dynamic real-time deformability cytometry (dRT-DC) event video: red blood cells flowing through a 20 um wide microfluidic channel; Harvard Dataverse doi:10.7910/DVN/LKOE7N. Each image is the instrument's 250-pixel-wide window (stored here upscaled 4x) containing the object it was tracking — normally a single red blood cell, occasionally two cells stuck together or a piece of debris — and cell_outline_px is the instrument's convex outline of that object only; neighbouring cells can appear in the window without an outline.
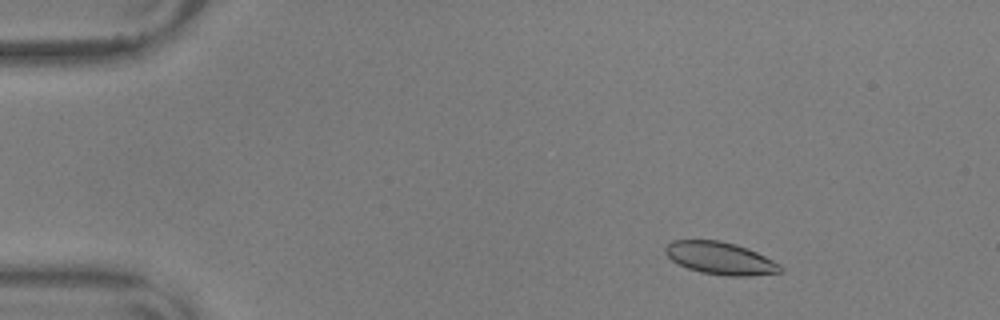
{"species": "common noctule bat (a hibernating species)", "species_latin": "Nyctalus noctula", "temperature_condition": "warm", "stored_images_in_passage": 55, "camera_frame_rate_fps": 3000, "um_per_image_px": 0.085, "animal": {"sex": "male", "body_mass_g": 17.9, "forearm_length_mm": 54.2}, "frame": {"image": 1, "passage_image": 7, "time_ms": 2.0, "image_size_px": [1000, 320], "cell_outline_px": [[784, 272], [748, 276], [728, 276], [700, 272], [688, 268], [672, 260], [664, 252], [664, 248], [672, 240], [720, 240], [736, 244], [748, 248], [780, 264], [784, 268]], "centroid_in_image_um": [61.25, 21.95], "position_along_channel_um": 23.8, "area_um2": 21.79}}
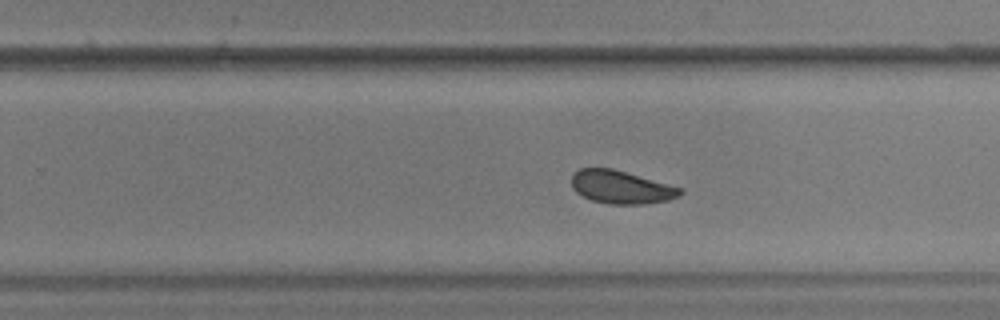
{"frame": {"image": 2, "passage_image": 35, "time_ms": 11.333, "image_size_px": [1000, 320], "cell_outline_px": [[684, 192], [680, 196], [668, 200], [644, 204], [608, 204], [592, 200], [576, 192], [572, 188], [572, 172], [580, 168], [612, 168], [684, 188]], "centroid_in_image_um": [52.81, 15.9], "position_along_channel_um": 277.0, "area_um2": 21.1}}
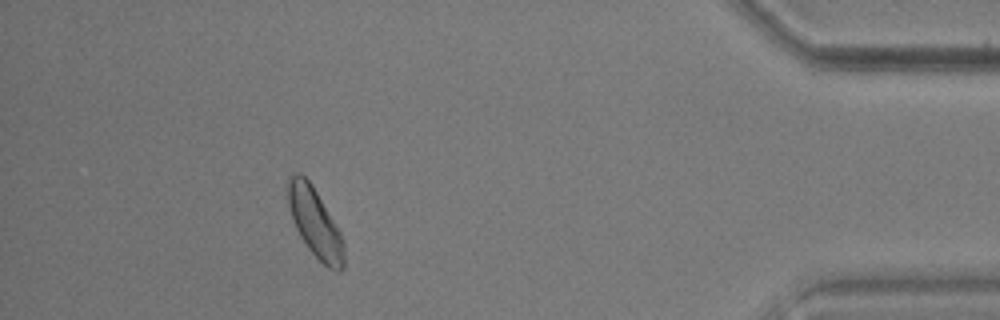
{"frame": {"image": 3, "passage_image": 50, "time_ms": 16.333, "image_size_px": [1000, 320], "cell_outline_px": [[344, 268], [340, 272], [336, 272], [328, 268], [308, 248], [300, 236], [292, 220], [284, 188], [284, 184], [288, 176], [292, 172], [300, 172], [312, 184], [340, 232], [344, 244]], "centroid_in_image_um": [26.72, 18.87], "position_along_channel_um": 408.5, "area_um2": 22.95}, "authors_computed_cell_mechanics": {"area_um2": 21.9062, "velocity_mm_per_s": 3.5949, "shape_relaxation_time_tau1_ms": 2.5501, "shape_relaxation_time_tau2_ms": 1.2348, "deformation_change_tau1": 0.0793, "deformation_change_tau2": 0.0454}}